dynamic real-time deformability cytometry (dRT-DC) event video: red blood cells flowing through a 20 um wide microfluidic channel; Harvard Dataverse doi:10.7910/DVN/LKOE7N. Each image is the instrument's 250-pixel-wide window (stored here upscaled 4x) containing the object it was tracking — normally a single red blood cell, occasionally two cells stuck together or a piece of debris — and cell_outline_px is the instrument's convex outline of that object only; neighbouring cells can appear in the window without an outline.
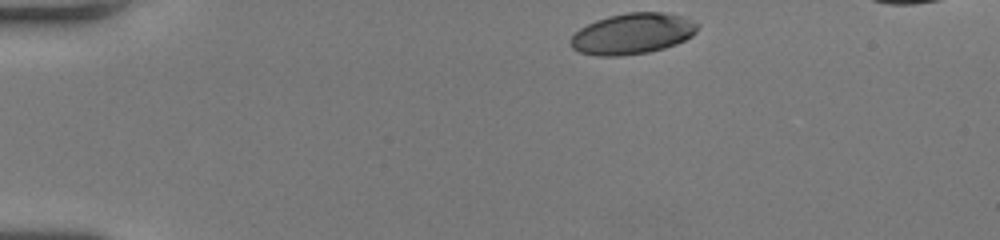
{"species": "human", "species_latin": "Homo sapiens", "temperature_condition": "room temperature", "stored_images_in_passage": 37, "camera_frame_rate_fps": 3000, "um_per_image_px": 0.085, "donor": {"sex": "female"}, "frame": {"image": 1, "passage_image": 1, "time_ms": 0.0, "image_size_px": [1000, 240], "cell_outline_px": [[700, 24], [696, 32], [692, 36], [676, 44], [664, 48], [648, 52], [620, 56], [596, 56], [580, 52], [572, 48], [568, 44], [568, 40], [580, 28], [596, 20], [608, 16], [628, 12], [664, 12], [680, 16], [692, 20]], "centroid_in_image_um": [53.74, 2.87], "position_along_channel_um": 31.3, "area_um2": 30.4}}
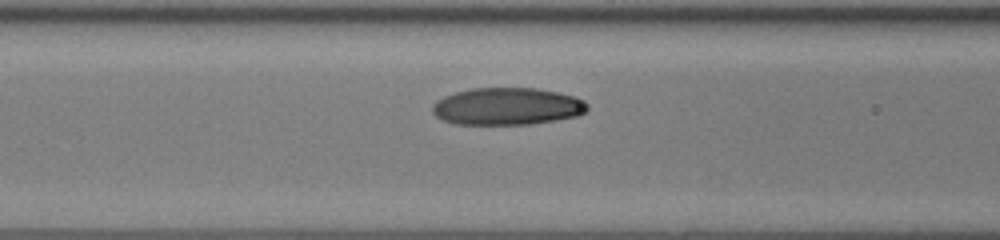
{"frame": {"image": 2, "passage_image": 14, "time_ms": 4.333, "image_size_px": [1000, 240], "cell_outline_px": [[588, 108], [580, 116], [532, 124], [452, 124], [436, 116], [432, 112], [432, 104], [436, 100], [444, 96], [456, 92], [472, 88], [536, 88], [576, 96], [584, 100], [588, 104]], "centroid_in_image_um": [43.12, 9.04], "position_along_channel_um": 123.5, "area_um2": 33.87}}
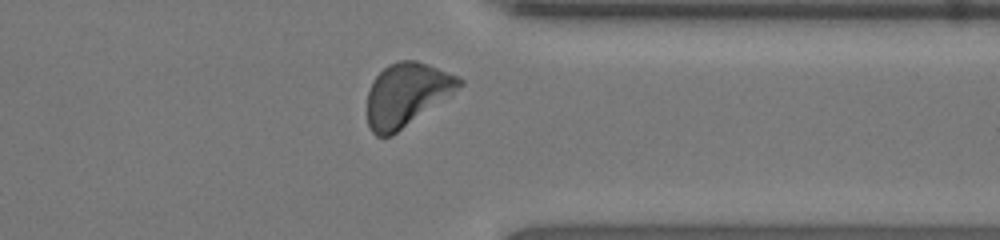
{"frame": {"image": 3, "passage_image": 33, "time_ms": 10.667, "image_size_px": [1000, 240], "cell_outline_px": [[464, 84], [392, 136], [376, 136], [372, 132], [368, 124], [368, 92], [372, 80], [388, 64], [400, 60], [416, 60], [428, 64], [456, 76], [464, 80]], "centroid_in_image_um": [34.53, 8.03], "position_along_channel_um": 376.9, "area_um2": 33.35}, "authors_computed_cell_mechanics": {"area_um2": 33.1772, "velocity_mm_per_s": 4.032, "shape_relaxation_time_tau1_ms": 3.6667, "shape_relaxation_time_tau2_ms": 2.6324, "deformation_change_tau1": 0.1468, "deformation_change_tau2": 0.0641}}